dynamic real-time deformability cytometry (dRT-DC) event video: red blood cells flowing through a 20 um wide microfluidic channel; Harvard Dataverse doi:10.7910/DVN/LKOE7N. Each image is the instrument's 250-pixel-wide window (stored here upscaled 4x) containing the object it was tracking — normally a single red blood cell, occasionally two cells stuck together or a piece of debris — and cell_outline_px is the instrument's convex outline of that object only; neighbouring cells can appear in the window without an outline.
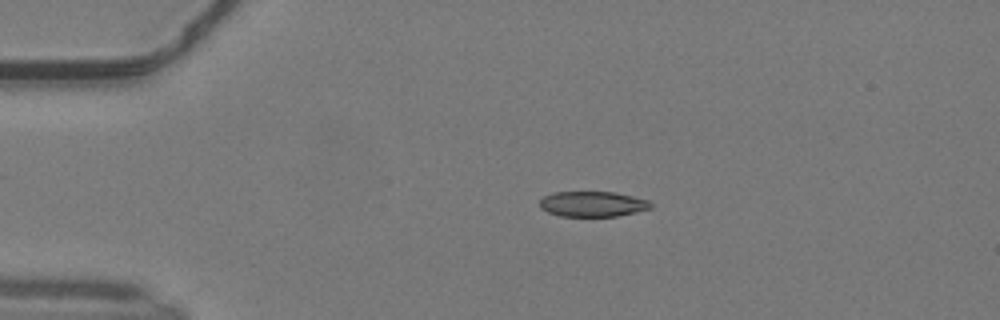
{"species": "common noctule bat (a hibernating species)", "species_latin": "Nyctalus noctula", "temperature_condition": "warm", "stored_images_in_passage": 50, "camera_frame_rate_fps": 3000, "um_per_image_px": 0.085, "animal": {"sex": "male", "body_mass_g": 19.2, "forearm_length_mm": 51.8}, "frame": {"image": 1, "passage_image": 11, "time_ms": 3.333, "image_size_px": [1000, 320], "cell_outline_px": [[652, 208], [636, 212], [616, 216], [560, 216], [548, 212], [540, 208], [540, 200], [544, 196], [552, 192], [616, 192], [648, 200], [652, 204]], "centroid_in_image_um": [50.37, 17.34], "position_along_channel_um": 34.6, "area_um2": 16.42}}
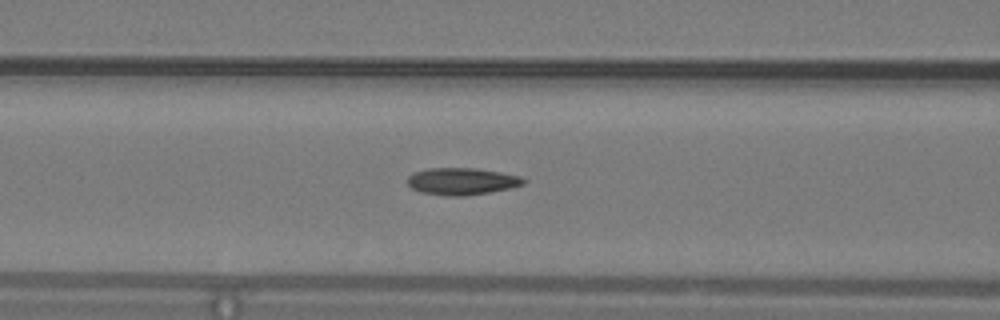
{"frame": {"image": 2, "passage_image": 21, "time_ms": 6.667, "image_size_px": [1000, 320], "cell_outline_px": [[528, 180], [524, 184], [512, 188], [464, 196], [448, 196], [420, 192], [412, 188], [408, 184], [408, 176], [416, 172], [428, 168], [476, 168], [500, 172], [520, 176]], "centroid_in_image_um": [39.29, 15.41], "position_along_channel_um": 127.3, "area_um2": 18.26}}
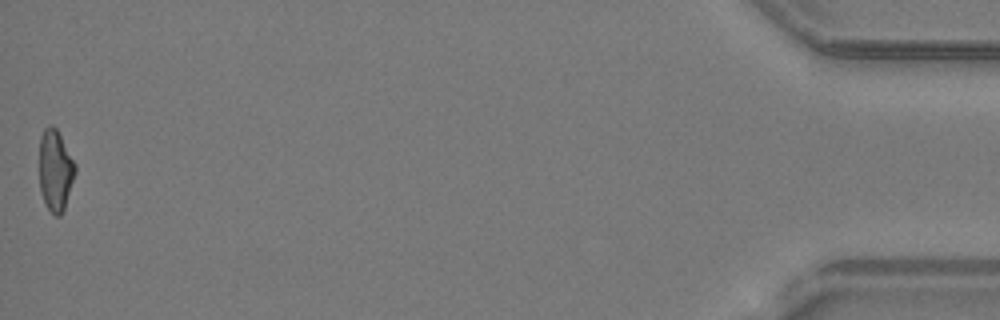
{"frame": {"image": 3, "passage_image": 50, "time_ms": 16.333, "image_size_px": [1000, 320], "cell_outline_px": [[76, 172], [64, 208], [60, 216], [56, 216], [48, 208], [44, 200], [40, 188], [40, 136], [44, 128], [48, 124], [52, 124], [56, 128], [76, 164]], "centroid_in_image_um": [4.71, 14.44], "position_along_channel_um": 430.5, "area_um2": 16.82}, "authors_computed_cell_mechanics": {"area_um2": 17.4556, "velocity_mm_per_s": 4.1469, "shape_relaxation_time_tau1_ms": 11.0442, "shape_relaxation_time_tau2_ms": 2.0248, "deformation_change_tau1": 0.2886, "deformation_change_tau2": 0.0871}}